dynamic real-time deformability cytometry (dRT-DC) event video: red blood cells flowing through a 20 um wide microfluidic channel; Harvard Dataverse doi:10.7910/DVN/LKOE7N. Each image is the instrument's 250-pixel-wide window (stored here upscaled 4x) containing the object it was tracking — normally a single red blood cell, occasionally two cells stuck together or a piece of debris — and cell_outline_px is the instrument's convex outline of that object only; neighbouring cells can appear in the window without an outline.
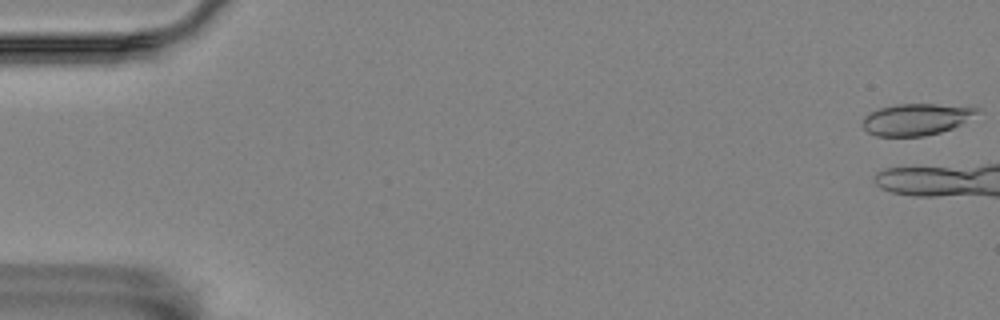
{"species": "Egyptian fruit bat (a non-hibernating species)", "species_latin": "Rousettus aegyptiacus", "temperature_condition": "room temperature", "stored_images_in_passage": 7, "camera_frame_rate_fps": 3000, "um_per_image_px": 0.085, "animal": {"sex": "female"}, "frame": {"image": 1, "passage_image": 1, "time_ms": 0.0, "image_size_px": [1000, 320], "cell_outline_px": [[980, 108], [976, 112], [960, 124], [952, 128], [940, 132], [924, 136], [876, 136], [868, 132], [860, 124], [864, 116], [880, 108], [896, 104], [936, 104]], "centroid_in_image_um": [77.79, 10.15], "position_along_channel_um": 7.2, "area_um2": 20.75}}